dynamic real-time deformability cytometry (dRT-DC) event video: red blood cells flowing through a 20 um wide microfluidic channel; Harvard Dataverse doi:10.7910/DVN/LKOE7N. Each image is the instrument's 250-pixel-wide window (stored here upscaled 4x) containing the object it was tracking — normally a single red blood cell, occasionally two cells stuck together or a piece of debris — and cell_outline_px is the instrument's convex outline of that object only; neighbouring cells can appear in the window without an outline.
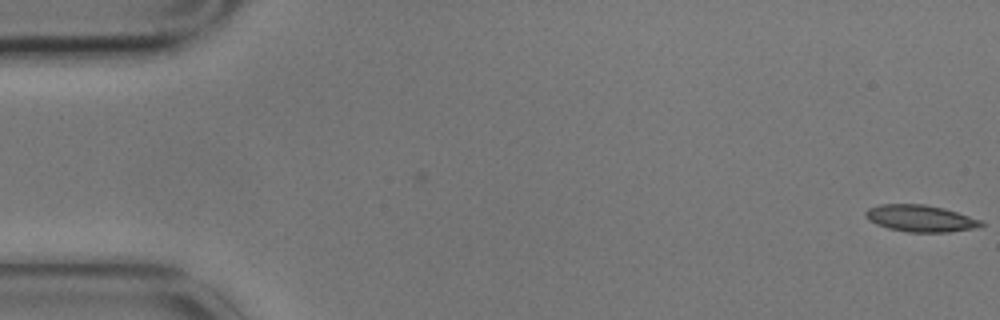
{"species": "common noctule bat (a hibernating species)", "species_latin": "Nyctalus noctula", "temperature_condition": "cold", "stored_images_in_passage": 4, "camera_frame_rate_fps": 3000, "um_per_image_px": 0.085, "animal": {"sex": "male", "body_mass_g": 17.9}, "frame": {"image": 1, "passage_image": 4, "time_ms": 1.0, "image_size_px": [1000, 320], "cell_outline_px": [[984, 224], [976, 228], [948, 232], [908, 232], [888, 228], [876, 224], [868, 220], [864, 216], [864, 212], [868, 208], [880, 204], [924, 204], [944, 208], [980, 220]], "centroid_in_image_um": [78.18, 18.56], "position_along_channel_um": 6.8, "area_um2": 17.98}}